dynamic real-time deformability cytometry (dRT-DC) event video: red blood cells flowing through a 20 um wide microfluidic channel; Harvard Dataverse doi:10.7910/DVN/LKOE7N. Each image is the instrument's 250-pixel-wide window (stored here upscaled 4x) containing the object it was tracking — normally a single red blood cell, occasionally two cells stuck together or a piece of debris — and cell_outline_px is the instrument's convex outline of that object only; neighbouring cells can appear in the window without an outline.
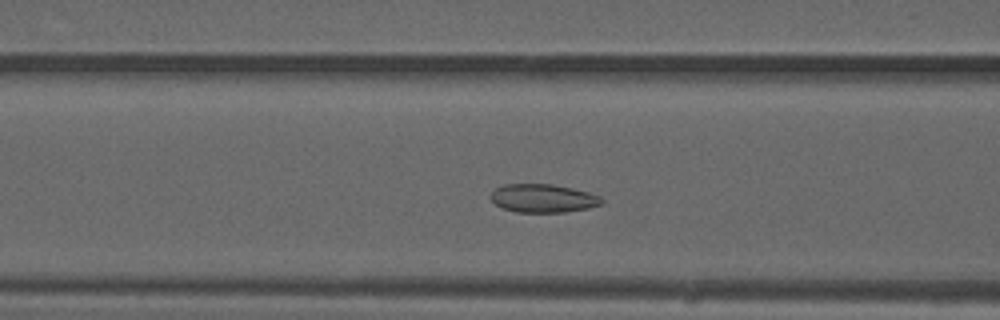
{"species": "common noctule bat (a hibernating species)", "species_latin": "Nyctalus noctula", "temperature_condition": "warm", "stored_images_in_passage": 37, "camera_frame_rate_fps": 3000, "um_per_image_px": 0.085, "animal": {"sex": "male", "forearm_length_mm": 52.5}, "frame": {"image": 1, "passage_image": 5, "time_ms": 1.333, "image_size_px": [1000, 320], "cell_outline_px": [[604, 204], [588, 208], [564, 212], [516, 212], [504, 208], [496, 204], [488, 196], [496, 188], [504, 184], [552, 184], [572, 188], [588, 192], [600, 196], [604, 200]], "centroid_in_image_um": [46.18, 16.85], "position_along_channel_um": 120.4, "area_um2": 18.38}}
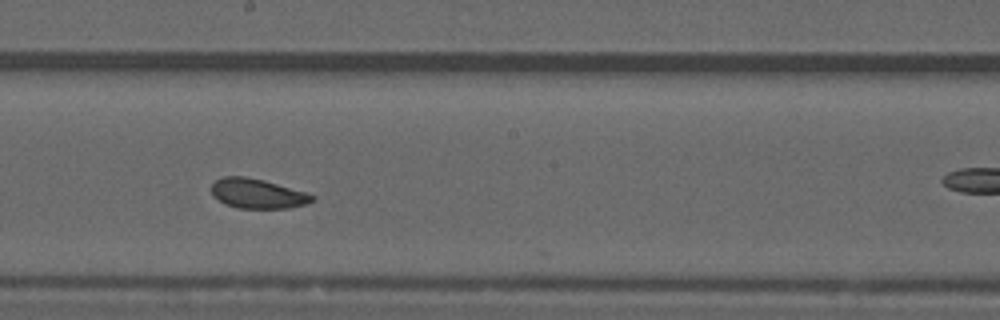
{"frame": {"image": 2, "passage_image": 13, "time_ms": 4.0, "image_size_px": [1000, 320], "cell_outline_px": [[316, 196], [312, 200], [304, 204], [288, 208], [236, 208], [224, 204], [212, 196], [212, 184], [216, 180], [224, 176], [244, 176], [264, 180], [308, 192]], "centroid_in_image_um": [21.87, 16.45], "position_along_channel_um": 226.3, "area_um2": 17.51}}
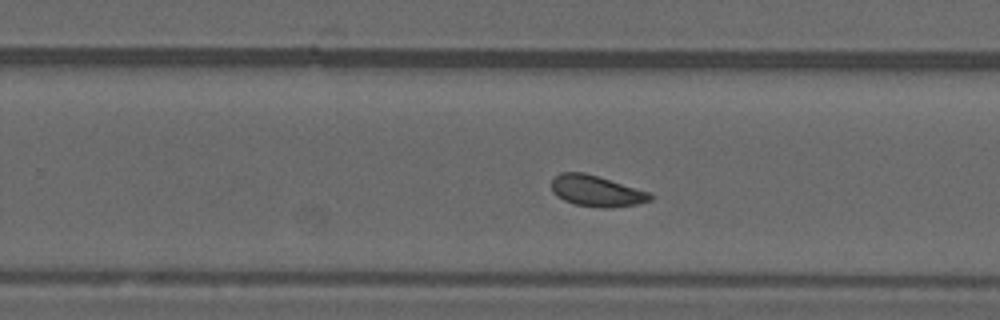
{"frame": {"image": 3, "passage_image": 17, "time_ms": 5.333, "image_size_px": [1000, 320], "cell_outline_px": [[652, 200], [636, 204], [608, 208], [600, 208], [576, 204], [564, 200], [556, 196], [552, 192], [552, 180], [560, 172], [584, 172], [652, 192]], "centroid_in_image_um": [50.71, 16.23], "position_along_channel_um": 279.1, "area_um2": 17.92}, "authors_computed_cell_mechanics": {"area_um2": 17.9758, "velocity_mm_per_s": 3.9851, "shape_relaxation_time_tau1_ms": null, "shape_relaxation_time_tau2_ms": 2.3306, "deformation_change_tau1": null, "deformation_change_tau2": 0.0753}}